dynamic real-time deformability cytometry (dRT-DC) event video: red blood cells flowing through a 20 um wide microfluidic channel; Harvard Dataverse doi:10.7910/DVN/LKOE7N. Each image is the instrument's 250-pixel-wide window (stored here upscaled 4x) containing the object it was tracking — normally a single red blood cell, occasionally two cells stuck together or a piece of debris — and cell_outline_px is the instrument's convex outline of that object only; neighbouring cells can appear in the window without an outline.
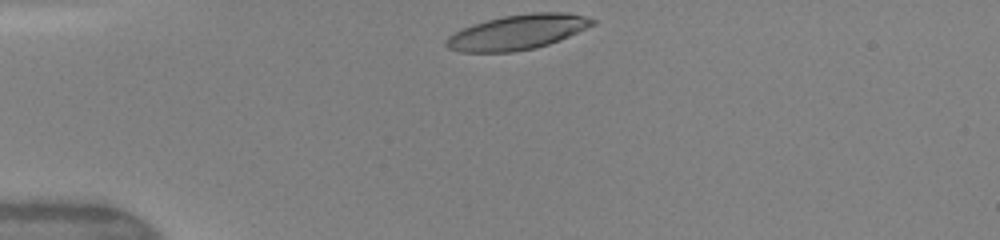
{"species": "human", "species_latin": "Homo sapiens", "temperature_condition": "warm", "stored_images_in_passage": 32, "camera_frame_rate_fps": 3000, "um_per_image_px": 0.085, "donor": {"sex": "female"}, "frame": {"image": 1, "passage_image": 1, "time_ms": 0.0, "image_size_px": [1000, 240], "cell_outline_px": [[596, 24], [568, 36], [548, 44], [536, 48], [512, 52], [460, 52], [448, 48], [444, 44], [444, 40], [448, 36], [472, 24], [504, 16], [532, 12], [564, 12], [584, 16], [596, 20]], "centroid_in_image_um": [43.97, 2.73], "position_along_channel_um": 41.0, "area_um2": 29.59}}
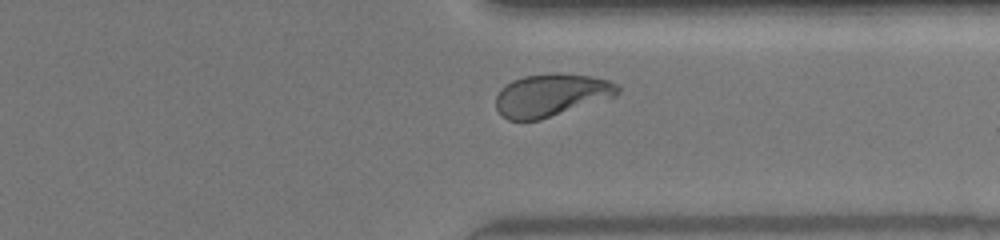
{"frame": {"image": 2, "passage_image": 27, "time_ms": 8.667, "image_size_px": [1000, 240], "cell_outline_px": [[620, 92], [616, 96], [540, 120], [508, 120], [496, 108], [496, 96], [500, 88], [512, 80], [524, 76], [552, 72], [560, 72], [592, 76], [608, 80], [616, 84], [620, 88]], "centroid_in_image_um": [46.86, 8.06], "position_along_channel_um": 364.5, "area_um2": 30.46}}
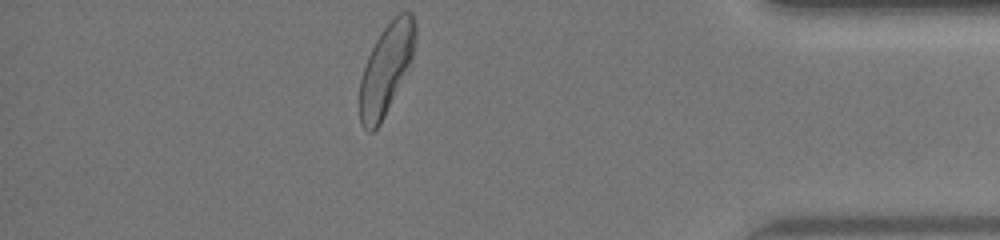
{"frame": {"image": 3, "passage_image": 32, "time_ms": 10.333, "image_size_px": [1000, 240], "cell_outline_px": [[416, 36], [412, 64], [380, 124], [372, 132], [368, 132], [360, 124], [360, 80], [368, 56], [376, 40], [384, 28], [400, 12], [412, 12], [416, 24]], "centroid_in_image_um": [32.85, 5.87], "position_along_channel_um": 402.3, "area_um2": 29.25}, "authors_computed_cell_mechanics": {"area_um2": 30.4606, "velocity_mm_per_s": 4.155, "shape_relaxation_time_tau1_ms": 4.0299, "shape_relaxation_time_tau2_ms": 1.2353, "deformation_change_tau1": 0.1857, "deformation_change_tau2": 0.0709}}